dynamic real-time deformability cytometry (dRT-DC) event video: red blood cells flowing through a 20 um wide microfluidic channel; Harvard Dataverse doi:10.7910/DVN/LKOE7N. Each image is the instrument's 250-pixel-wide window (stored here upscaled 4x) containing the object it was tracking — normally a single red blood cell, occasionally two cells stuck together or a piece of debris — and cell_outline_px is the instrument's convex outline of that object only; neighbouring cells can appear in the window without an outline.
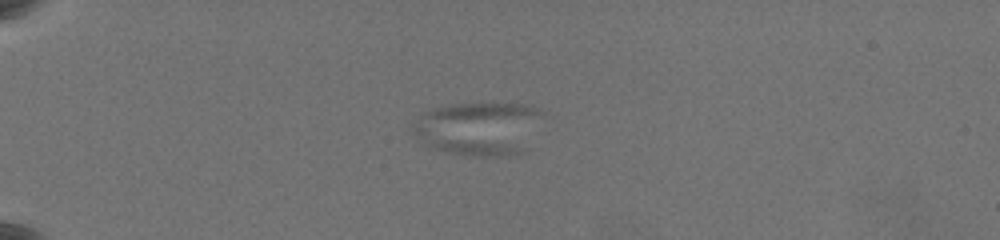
{"species": "common noctule bat (a hibernating species)", "species_latin": "Nyctalus noctula", "temperature_condition": "warm", "stored_images_in_passage": 46, "camera_frame_rate_fps": 3000, "um_per_image_px": 0.085, "animal": {"sex": "female", "body_mass_g": 19.5, "forearm_length_mm": 54.1}, "frame": {"image": 1, "passage_image": 1, "time_ms": 0.0, "image_size_px": [1000, 240], "cell_outline_px": [[544, 112], [520, 152], [500, 156], [472, 156], [452, 152], [436, 148], [428, 144], [416, 136], [412, 132], [412, 128], [424, 112], [432, 108], [448, 104], [532, 104]], "centroid_in_image_um": [40.67, 10.88], "position_along_channel_um": 44.3, "area_um2": 39.25}}
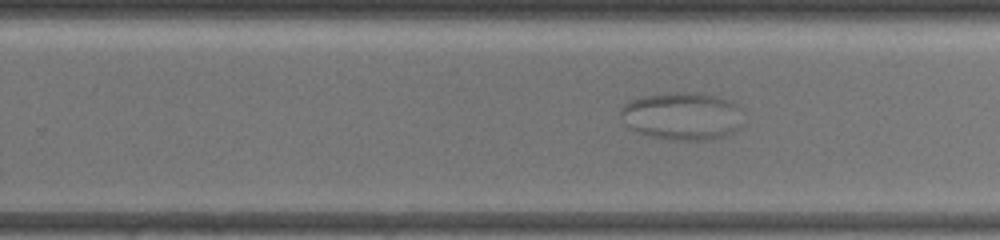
{"frame": {"image": 2, "passage_image": 26, "time_ms": 8.333, "image_size_px": [1000, 240], "cell_outline_px": [[740, 128], [724, 136], [712, 140], [668, 140], [648, 136], [628, 128], [620, 112], [620, 108], [624, 104], [632, 100], [644, 96], [676, 92], [704, 92], [720, 96], [736, 104], [740, 108]], "centroid_in_image_um": [57.99, 9.87], "position_along_channel_um": 271.8, "area_um2": 34.39}}
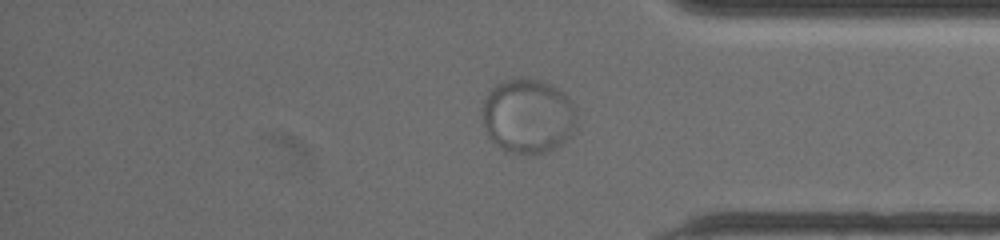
{"frame": {"image": 3, "passage_image": 37, "time_ms": 12.0, "image_size_px": [1000, 240], "cell_outline_px": [[576, 128], [552, 152], [532, 156], [504, 152], [488, 136], [484, 128], [484, 100], [492, 84], [500, 80], [516, 76], [524, 76], [540, 80], [564, 92], [576, 108]], "centroid_in_image_um": [44.87, 9.86], "position_along_channel_um": 390.3, "area_um2": 42.08}}